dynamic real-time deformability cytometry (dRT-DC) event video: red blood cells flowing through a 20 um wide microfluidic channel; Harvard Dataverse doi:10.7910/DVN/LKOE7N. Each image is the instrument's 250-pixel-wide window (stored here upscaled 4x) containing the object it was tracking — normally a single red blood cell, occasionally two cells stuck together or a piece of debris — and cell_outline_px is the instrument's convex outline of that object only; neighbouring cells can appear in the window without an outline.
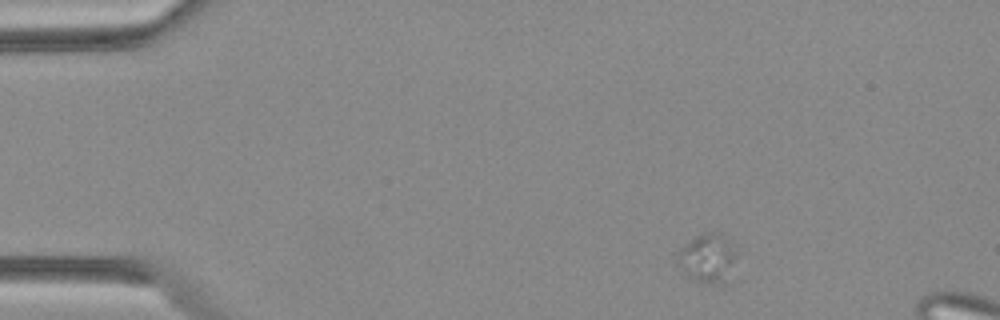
{"species": "Egyptian fruit bat (a non-hibernating species)", "species_latin": "Rousettus aegyptiacus", "temperature_condition": "warm", "stored_images_in_passage": 3, "camera_frame_rate_fps": 3000, "um_per_image_px": 0.085, "animal": {"sex": "female"}, "frame": {"image": 1, "passage_image": 1, "time_ms": 0.0, "image_size_px": [1000, 320], "cell_outline_px": [[740, 252], [724, 288], [696, 280], [688, 276], [676, 264], [676, 256], [680, 248], [696, 236], [704, 232], [720, 232]], "centroid_in_image_um": [60.2, 21.97], "position_along_channel_um": 24.8, "area_um2": 17.57}}